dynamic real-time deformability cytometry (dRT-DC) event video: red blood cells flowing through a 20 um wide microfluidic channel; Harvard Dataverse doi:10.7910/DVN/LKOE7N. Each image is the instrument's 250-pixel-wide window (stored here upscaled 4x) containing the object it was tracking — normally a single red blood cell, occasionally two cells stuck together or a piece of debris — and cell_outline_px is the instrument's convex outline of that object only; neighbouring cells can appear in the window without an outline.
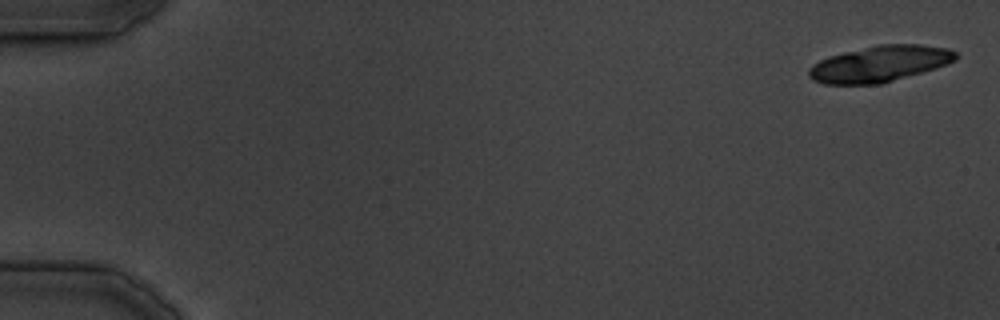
{"species": "common noctule bat (a hibernating species)", "species_latin": "Nyctalus noctula", "temperature_condition": "cold", "stored_images_in_passage": 15, "camera_frame_rate_fps": 3000, "um_per_image_px": 0.085, "animal": {"sex": "male", "body_mass_g": 19.5, "forearm_length_mm": 54.6}, "frame": {"image": 1, "passage_image": 1, "time_ms": 0.0, "image_size_px": [1000, 320], "cell_outline_px": [[956, 60], [936, 68], [880, 84], [824, 84], [812, 80], [808, 76], [808, 68], [812, 64], [828, 56], [844, 52], [880, 44], [920, 44], [948, 48], [956, 52]], "centroid_in_image_um": [74.74, 5.42], "position_along_channel_um": 10.3, "area_um2": 30.87}}